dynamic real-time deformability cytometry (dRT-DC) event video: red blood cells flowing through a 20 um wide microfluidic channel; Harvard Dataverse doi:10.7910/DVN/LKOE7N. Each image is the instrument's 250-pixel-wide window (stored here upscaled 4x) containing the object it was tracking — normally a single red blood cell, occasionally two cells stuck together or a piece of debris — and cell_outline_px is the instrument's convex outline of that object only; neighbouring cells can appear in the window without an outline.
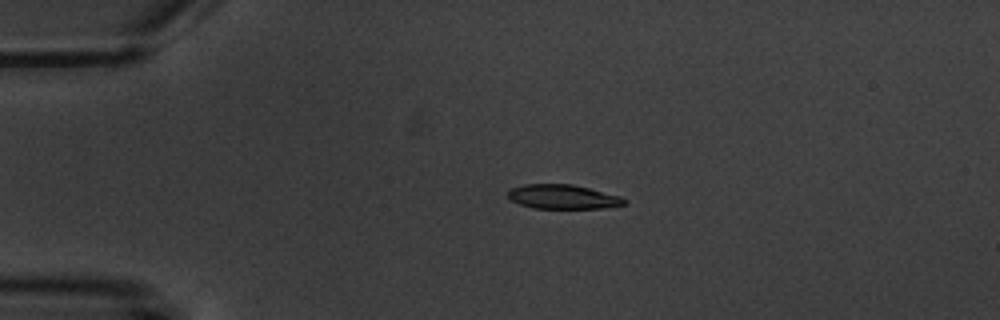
{"species": "common noctule bat (a hibernating species)", "species_latin": "Nyctalus noctula", "temperature_condition": "warm", "stored_images_in_passage": 4, "camera_frame_rate_fps": 3000, "um_per_image_px": 0.085, "animal": {"sex": "male", "body_mass_g": 20.1, "forearm_length_mm": 53.5}, "frame": {"image": 1, "passage_image": 3, "time_ms": 3.333, "image_size_px": [1000, 320], "cell_outline_px": [[628, 204], [600, 208], [532, 208], [520, 204], [512, 200], [508, 196], [508, 192], [512, 188], [524, 184], [572, 184], [620, 196], [628, 200]], "centroid_in_image_um": [47.87, 16.73], "position_along_channel_um": 37.1, "area_um2": 16.36}}